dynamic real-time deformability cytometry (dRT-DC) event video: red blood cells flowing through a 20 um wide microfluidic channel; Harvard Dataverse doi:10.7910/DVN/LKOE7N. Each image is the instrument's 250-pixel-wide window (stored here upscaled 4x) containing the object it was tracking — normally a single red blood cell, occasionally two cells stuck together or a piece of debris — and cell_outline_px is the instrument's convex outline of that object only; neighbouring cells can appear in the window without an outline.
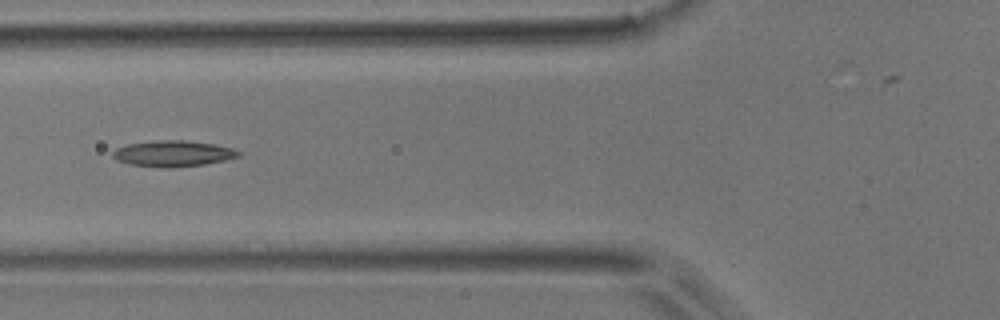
{"species": "common noctule bat (a hibernating species)", "species_latin": "Nyctalus noctula", "temperature_condition": "room temperature", "stored_images_in_passage": 19, "camera_frame_rate_fps": 3000, "um_per_image_px": 0.085, "animal": {"sex": "male", "body_mass_g": 17.9}, "frame": {"image": 1, "passage_image": 6, "time_ms": 1.667, "image_size_px": [1000, 320], "cell_outline_px": [[240, 156], [224, 160], [204, 164], [168, 168], [160, 168], [128, 164], [116, 160], [112, 156], [112, 152], [116, 148], [128, 144], [156, 140], [184, 140], [212, 144], [232, 148], [240, 152]], "centroid_in_image_um": [14.65, 13.06], "position_along_channel_um": 111.1, "area_um2": 19.02}}
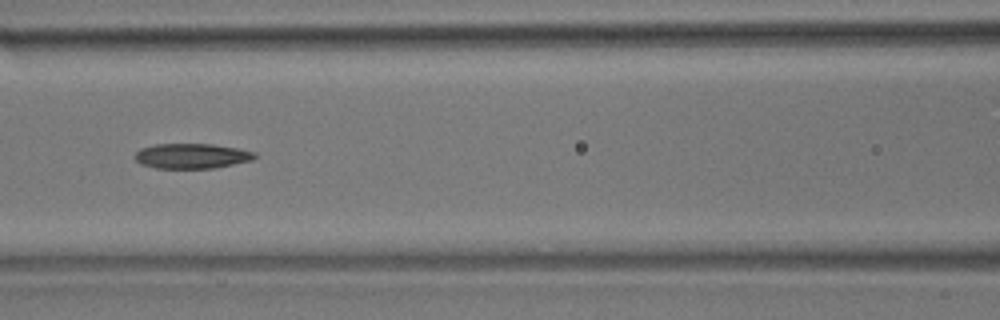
{"frame": {"image": 2, "passage_image": 9, "time_ms": 2.667, "image_size_px": [1000, 320], "cell_outline_px": [[256, 156], [252, 160], [216, 168], [156, 168], [140, 164], [132, 156], [140, 148], [156, 144], [212, 144], [240, 148], [256, 152]], "centroid_in_image_um": [16.29, 13.25], "position_along_channel_um": 150.3, "area_um2": 17.69}}